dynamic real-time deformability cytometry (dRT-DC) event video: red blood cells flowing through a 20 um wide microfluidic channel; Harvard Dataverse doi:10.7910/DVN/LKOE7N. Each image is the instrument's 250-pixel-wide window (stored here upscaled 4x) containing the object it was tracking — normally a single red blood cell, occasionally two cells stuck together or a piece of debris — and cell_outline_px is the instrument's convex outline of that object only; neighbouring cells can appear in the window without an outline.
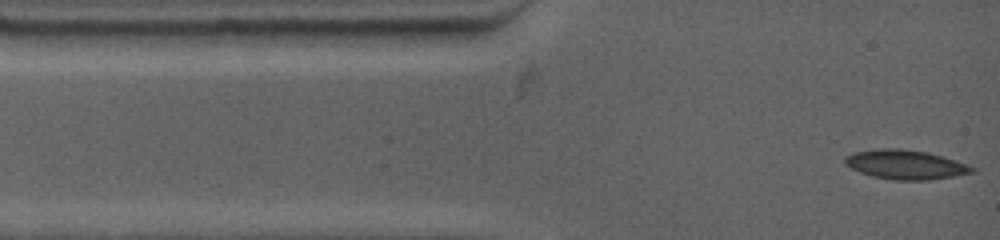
{"species": "common noctule bat (a hibernating species)", "species_latin": "Nyctalus noctula", "temperature_condition": "warm", "stored_images_in_passage": 46, "camera_frame_rate_fps": 4500, "um_per_image_px": 0.085, "animal": {"sex": "female", "body_mass_g": 19.0, "forearm_length_mm": 53.3}, "frame": {"image": 1, "passage_image": 1, "time_ms": 0.0, "image_size_px": [1000, 240], "cell_outline_px": [[976, 172], [928, 180], [896, 180], [872, 176], [860, 172], [844, 164], [844, 156], [852, 152], [880, 148], [900, 148], [928, 152], [976, 168]], "centroid_in_image_um": [76.9, 13.98], "position_along_channel_um": 8.1, "area_um2": 21.56}}
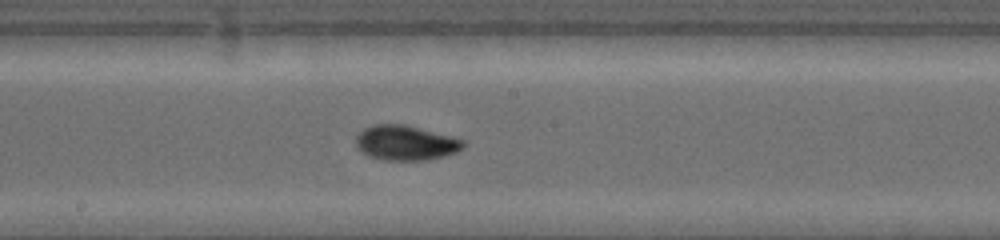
{"frame": {"image": 2, "passage_image": 26, "time_ms": 6.444, "image_size_px": [1000, 240], "cell_outline_px": [[464, 148], [456, 152], [444, 156], [428, 160], [384, 160], [368, 156], [360, 152], [356, 144], [356, 136], [364, 128], [372, 124], [404, 124], [452, 136], [464, 140]], "centroid_in_image_um": [34.47, 12.14], "position_along_channel_um": 213.7, "area_um2": 21.96}}
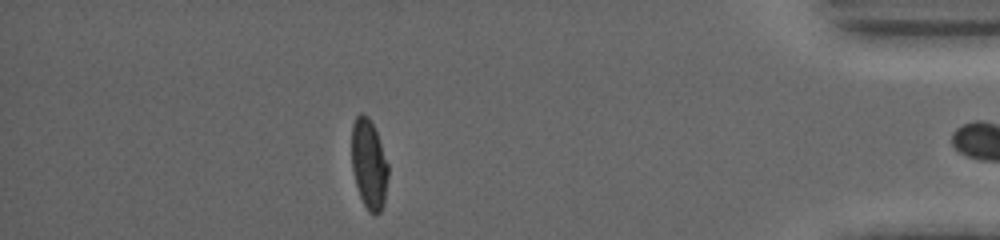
{"frame": {"image": 3, "passage_image": 45, "time_ms": 12.889, "image_size_px": [1000, 240], "cell_outline_px": [[388, 176], [384, 204], [380, 212], [376, 216], [372, 216], [368, 212], [360, 196], [356, 184], [352, 168], [352, 124], [356, 116], [360, 112], [368, 116], [376, 132], [388, 164]], "centroid_in_image_um": [31.36, 13.99], "position_along_channel_um": 403.8, "area_um2": 19.13}, "authors_computed_cell_mechanics": {"area_um2": 21.2126, "velocity_mm_per_s": 3.8046, "shape_relaxation_time_tau1_ms": 8.0506, "shape_relaxation_time_tau2_ms": 1.1449, "deformation_change_tau1": 0.2464, "deformation_change_tau2": 0.0339}}